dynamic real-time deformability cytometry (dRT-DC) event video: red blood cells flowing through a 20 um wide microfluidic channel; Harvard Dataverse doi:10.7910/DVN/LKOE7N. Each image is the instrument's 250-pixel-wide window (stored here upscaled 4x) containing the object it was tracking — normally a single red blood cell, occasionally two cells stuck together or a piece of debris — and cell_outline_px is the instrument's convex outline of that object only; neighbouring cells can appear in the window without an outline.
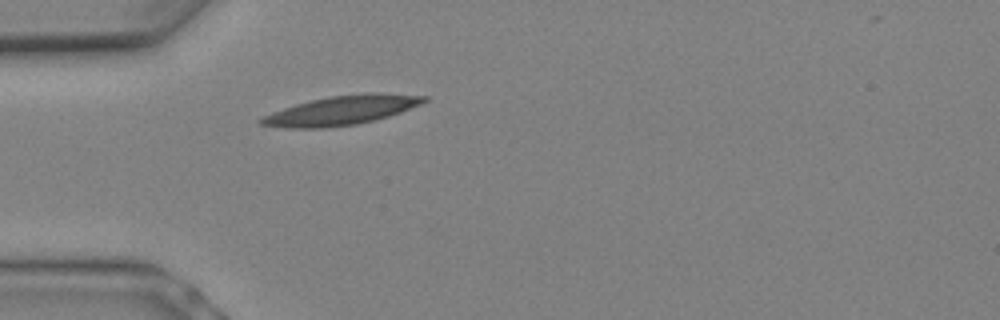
{"species": "Egyptian fruit bat (a non-hibernating species)", "species_latin": "Rousettus aegyptiacus", "temperature_condition": "warm", "stored_images_in_passage": 1, "camera_frame_rate_fps": 3000, "um_per_image_px": 0.085, "animal": {"sex": "female"}, "frame": {"image": 1, "passage_image": 1, "time_ms": 0.0, "image_size_px": [1000, 320], "cell_outline_px": [[428, 100], [420, 104], [400, 112], [388, 116], [356, 124], [328, 128], [284, 128], [260, 124], [256, 120], [272, 112], [296, 104], [312, 100], [332, 96], [368, 92], [428, 96]], "centroid_in_image_um": [29.0, 9.38], "position_along_channel_um": 56.0, "area_um2": 27.4}}